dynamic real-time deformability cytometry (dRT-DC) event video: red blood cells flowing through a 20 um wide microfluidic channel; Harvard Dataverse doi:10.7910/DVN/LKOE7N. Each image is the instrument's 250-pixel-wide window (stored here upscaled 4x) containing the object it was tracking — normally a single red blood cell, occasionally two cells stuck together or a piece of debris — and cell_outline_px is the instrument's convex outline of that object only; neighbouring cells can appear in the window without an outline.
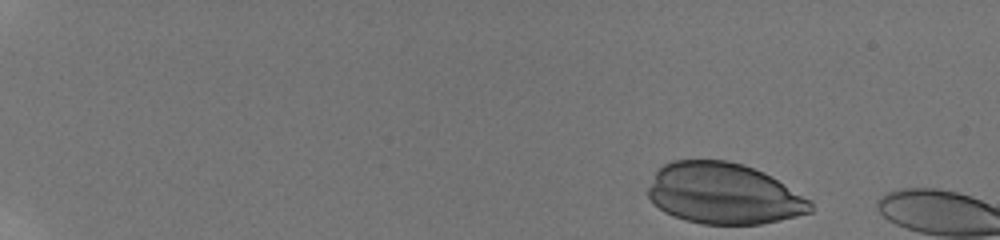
{"species": "human", "species_latin": "Homo sapiens", "temperature_condition": "room temperature", "stored_images_in_passage": 4, "camera_frame_rate_fps": 3000, "um_per_image_px": 0.085, "donor": {"sex": "male"}, "frame": {"image": 1, "passage_image": 1, "time_ms": 0.0, "image_size_px": [1000, 240], "cell_outline_px": [[812, 212], [796, 216], [760, 224], [700, 224], [684, 220], [672, 216], [664, 212], [652, 204], [648, 196], [648, 188], [656, 172], [664, 164], [672, 160], [728, 160], [744, 164], [764, 172], [812, 200]], "centroid_in_image_um": [61.5, 16.46], "position_along_channel_um": 23.5, "area_um2": 58.09}}